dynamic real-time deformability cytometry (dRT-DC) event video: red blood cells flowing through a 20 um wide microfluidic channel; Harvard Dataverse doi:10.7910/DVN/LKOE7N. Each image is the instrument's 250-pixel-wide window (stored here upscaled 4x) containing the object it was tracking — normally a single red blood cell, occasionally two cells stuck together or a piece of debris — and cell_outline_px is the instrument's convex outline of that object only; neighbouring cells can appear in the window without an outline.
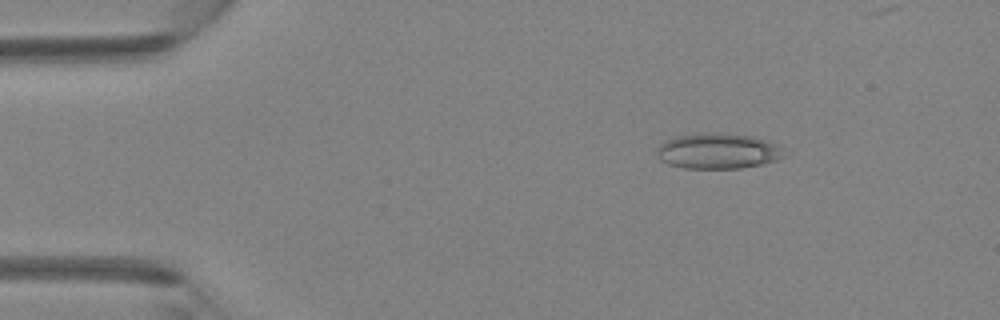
{"species": "Egyptian fruit bat (a non-hibernating species)", "species_latin": "Rousettus aegyptiacus", "temperature_condition": "room temperature", "stored_images_in_passage": 5, "camera_frame_rate_fps": 3000, "um_per_image_px": 0.085, "animal": {"sex": "female"}, "frame": {"image": 1, "passage_image": 2, "time_ms": 0.333, "image_size_px": [1000, 320], "cell_outline_px": [[784, 156], [776, 160], [764, 164], [740, 168], [684, 168], [668, 164], [660, 160], [656, 156], [656, 148], [664, 140], [676, 136], [716, 132], [752, 136], [776, 144], [784, 148]], "centroid_in_image_um": [61.0, 12.84], "position_along_channel_um": 24.0, "area_um2": 26.47}}